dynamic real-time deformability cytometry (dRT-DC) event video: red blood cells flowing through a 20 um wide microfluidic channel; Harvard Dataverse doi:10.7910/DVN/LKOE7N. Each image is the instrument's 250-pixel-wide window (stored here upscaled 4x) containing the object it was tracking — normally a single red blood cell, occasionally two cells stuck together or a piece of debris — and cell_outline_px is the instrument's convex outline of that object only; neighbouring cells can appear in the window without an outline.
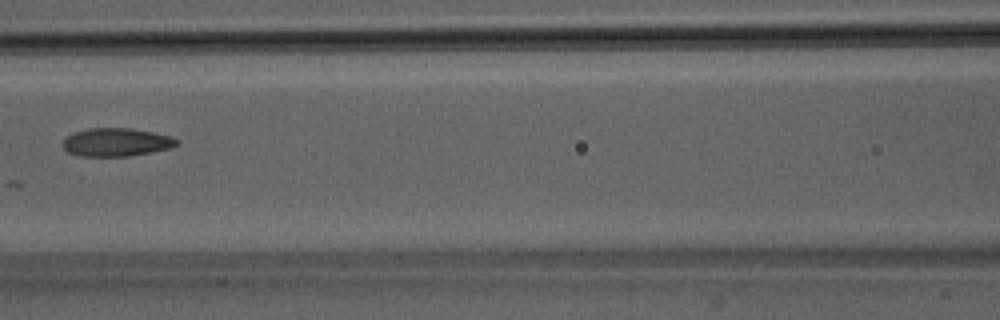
{"species": "Egyptian fruit bat (a non-hibernating species)", "species_latin": "Rousettus aegyptiacus", "temperature_condition": "room temperature", "stored_images_in_passage": 9, "camera_frame_rate_fps": 3000, "um_per_image_px": 0.085, "animal": {"sex": "male"}, "frame": {"image": 1, "passage_image": 7, "time_ms": 2.0, "image_size_px": [1000, 320], "cell_outline_px": [[180, 140], [176, 144], [168, 148], [152, 152], [128, 156], [76, 156], [68, 152], [64, 148], [64, 140], [72, 132], [88, 128], [132, 128], [172, 136]], "centroid_in_image_um": [9.88, 12.08], "position_along_channel_um": 156.7, "area_um2": 18.73}}